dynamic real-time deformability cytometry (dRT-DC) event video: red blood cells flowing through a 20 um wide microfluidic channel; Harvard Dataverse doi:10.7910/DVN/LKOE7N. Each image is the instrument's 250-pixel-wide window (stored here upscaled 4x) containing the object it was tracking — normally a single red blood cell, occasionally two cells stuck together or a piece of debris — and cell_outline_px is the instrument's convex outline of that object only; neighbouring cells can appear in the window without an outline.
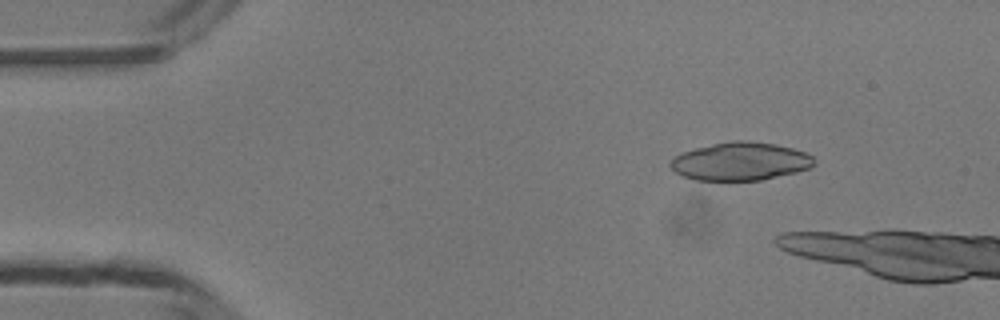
{"species": "common noctule bat (a hibernating species)", "species_latin": "Nyctalus noctula", "temperature_condition": "room temperature", "stored_images_in_passage": 11, "camera_frame_rate_fps": 3000, "um_per_image_px": 0.085, "animal": {"sex": "male", "body_mass_g": 13.3}, "frame": {"image": 1, "passage_image": 7, "time_ms": 2.0, "image_size_px": [1000, 320], "cell_outline_px": [[816, 164], [808, 168], [796, 172], [760, 180], [696, 180], [684, 176], [676, 172], [668, 164], [672, 156], [680, 152], [712, 144], [732, 140], [748, 140], [776, 144], [792, 148], [804, 152], [812, 156]], "centroid_in_image_um": [62.9, 13.7], "position_along_channel_um": 22.1, "area_um2": 31.96}}